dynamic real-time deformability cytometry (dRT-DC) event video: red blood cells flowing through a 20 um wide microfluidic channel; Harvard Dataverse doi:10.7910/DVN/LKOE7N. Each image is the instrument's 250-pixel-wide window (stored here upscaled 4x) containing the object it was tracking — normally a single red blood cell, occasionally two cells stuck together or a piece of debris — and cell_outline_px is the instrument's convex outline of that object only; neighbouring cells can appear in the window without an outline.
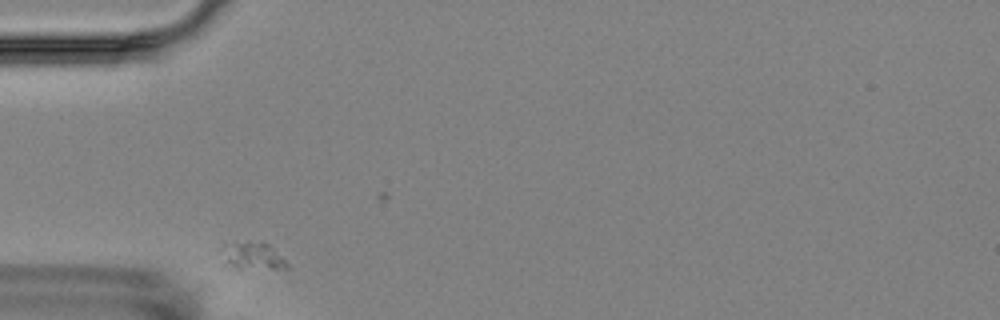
{"species": "Egyptian fruit bat (a non-hibernating species)", "species_latin": "Rousettus aegyptiacus", "temperature_condition": "room temperature", "stored_images_in_passage": 3, "camera_frame_rate_fps": 3000, "um_per_image_px": 0.085, "animal": {"sex": "female"}, "frame": {"image": 1, "passage_image": 1, "time_ms": 0.0, "image_size_px": [1000, 320], "cell_outline_px": [[292, 268], [240, 272], [224, 264], [224, 244], [248, 240], [268, 244]], "centroid_in_image_um": [21.47, 21.84], "position_along_channel_um": 63.5, "area_um2": 11.1}}
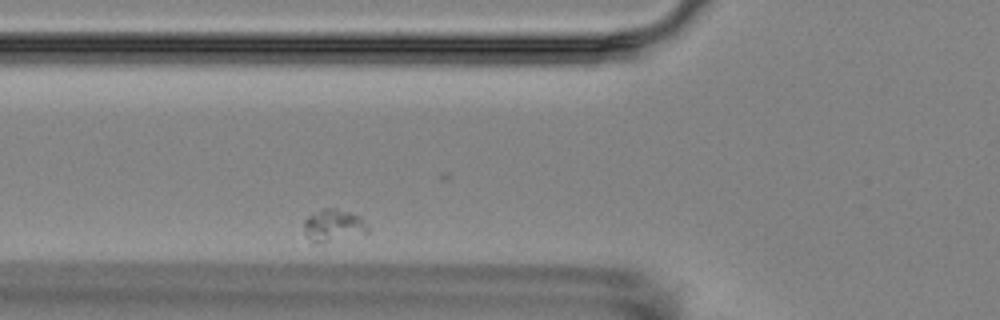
{"frame": {"image": 2, "passage_image": 2, "time_ms": 1.333, "image_size_px": [1000, 320], "cell_outline_px": [[368, 232], [312, 244], [304, 236], [304, 220], [308, 216], [324, 208], [336, 208], [360, 216], [368, 224]], "centroid_in_image_um": [28.29, 19.15], "position_along_channel_um": 97.5, "area_um2": 11.85}}